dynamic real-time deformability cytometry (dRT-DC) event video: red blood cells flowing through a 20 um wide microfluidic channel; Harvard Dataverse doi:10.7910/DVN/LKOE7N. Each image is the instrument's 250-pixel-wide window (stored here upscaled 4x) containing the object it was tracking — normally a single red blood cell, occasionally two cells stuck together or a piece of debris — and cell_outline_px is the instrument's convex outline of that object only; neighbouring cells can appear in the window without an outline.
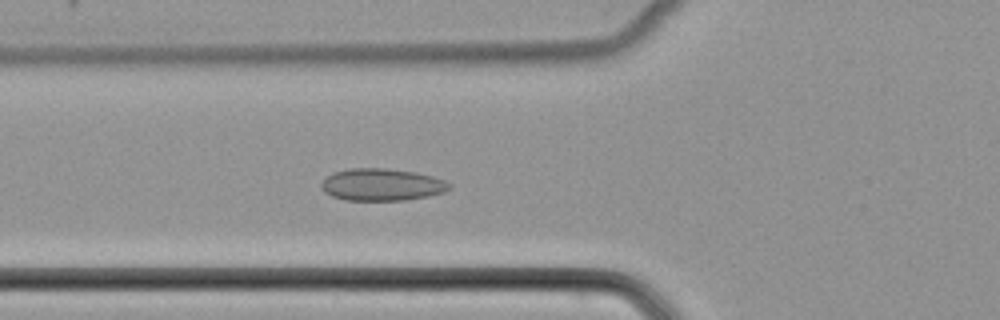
{"species": "common noctule bat (a hibernating species)", "species_latin": "Nyctalus noctula", "temperature_condition": "cold", "stored_images_in_passage": 42, "camera_frame_rate_fps": 3000, "um_per_image_px": 0.085, "animal": {"sex": "female", "body_mass_g": 22.7, "forearm_length_mm": 54.2}, "frame": {"image": 1, "passage_image": 10, "time_ms": 3.0, "image_size_px": [1000, 320], "cell_outline_px": [[452, 184], [444, 192], [428, 196], [404, 200], [344, 200], [332, 196], [324, 192], [320, 188], [320, 184], [332, 172], [348, 168], [384, 168], [416, 172], [432, 176], [444, 180]], "centroid_in_image_um": [32.42, 15.69], "position_along_channel_um": 93.4, "area_um2": 24.04}}
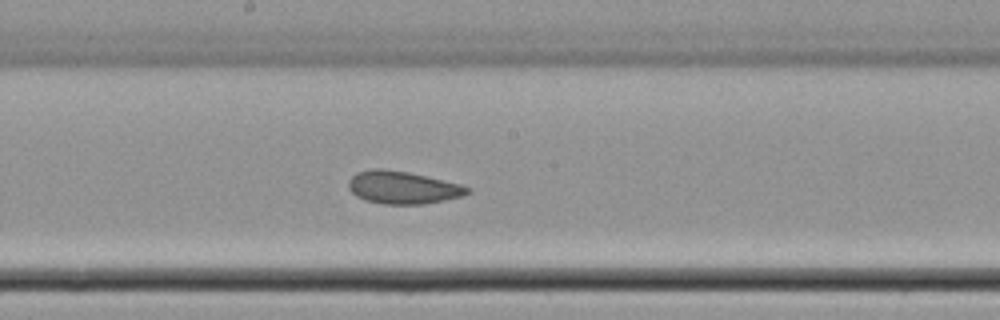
{"frame": {"image": 2, "passage_image": 19, "time_ms": 6.0, "image_size_px": [1000, 320], "cell_outline_px": [[472, 192], [460, 196], [444, 200], [424, 204], [384, 204], [364, 200], [356, 196], [348, 188], [348, 180], [356, 172], [372, 168], [384, 168], [408, 172], [460, 184], [472, 188]], "centroid_in_image_um": [34.2, 15.93], "position_along_channel_um": 214.0, "area_um2": 22.72}}
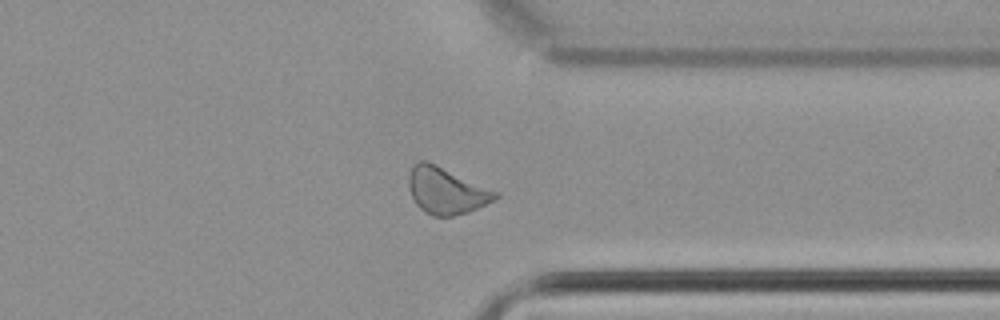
{"frame": {"image": 3, "passage_image": 31, "time_ms": 10.0, "image_size_px": [1000, 320], "cell_outline_px": [[500, 196], [496, 200], [468, 212], [452, 216], [432, 216], [424, 212], [416, 204], [412, 196], [408, 184], [408, 172], [412, 164], [420, 160], [424, 160], [436, 164], [500, 192]], "centroid_in_image_um": [37.94, 16.2], "position_along_channel_um": 373.5, "area_um2": 23.81}}